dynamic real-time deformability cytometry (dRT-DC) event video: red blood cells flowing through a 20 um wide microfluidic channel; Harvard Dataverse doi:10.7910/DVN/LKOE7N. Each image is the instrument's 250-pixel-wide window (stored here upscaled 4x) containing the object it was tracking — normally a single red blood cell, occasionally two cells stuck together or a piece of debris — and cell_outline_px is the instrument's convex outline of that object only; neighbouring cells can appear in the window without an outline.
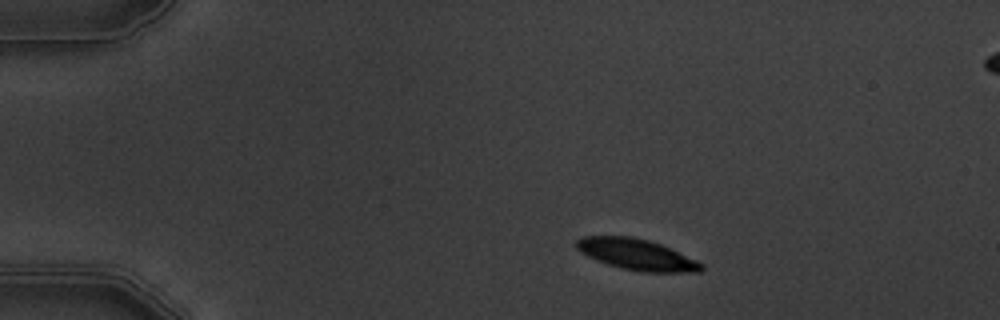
{"species": "common noctule bat (a hibernating species)", "species_latin": "Nyctalus noctula", "temperature_condition": "warm", "stored_images_in_passage": 4, "camera_frame_rate_fps": 3000, "um_per_image_px": 0.085, "animal": {"sex": "male", "body_mass_g": 19.5, "forearm_length_mm": 54.6}, "frame": {"image": 1, "passage_image": 1, "time_ms": 0.0, "image_size_px": [1000, 320], "cell_outline_px": [[704, 268], [700, 272], [644, 272], [620, 268], [596, 260], [580, 252], [576, 248], [576, 240], [584, 236], [632, 236], [648, 240], [660, 244], [696, 260], [704, 264]], "centroid_in_image_um": [54.11, 21.63], "position_along_channel_um": 30.9, "area_um2": 22.48}}